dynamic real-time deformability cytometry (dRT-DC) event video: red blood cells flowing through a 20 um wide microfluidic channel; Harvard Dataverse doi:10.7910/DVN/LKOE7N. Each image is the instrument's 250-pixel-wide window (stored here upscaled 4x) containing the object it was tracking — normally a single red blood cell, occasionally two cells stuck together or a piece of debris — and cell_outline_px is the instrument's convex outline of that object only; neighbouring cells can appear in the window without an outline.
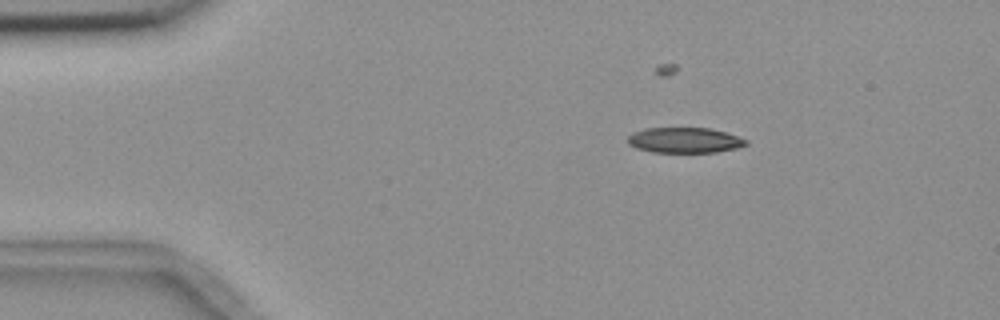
{"species": "common noctule bat (a hibernating species)", "species_latin": "Nyctalus noctula", "temperature_condition": "room temperature", "stored_images_in_passage": 5, "camera_frame_rate_fps": 3000, "um_per_image_px": 0.085, "animal": {"sex": "female", "body_mass_g": 18.4}, "frame": {"image": 1, "passage_image": 2, "time_ms": 1.0, "image_size_px": [1000, 320], "cell_outline_px": [[748, 144], [736, 148], [716, 152], [652, 152], [636, 148], [628, 144], [628, 136], [632, 132], [644, 128], [708, 128], [724, 132], [748, 140]], "centroid_in_image_um": [58.15, 11.92], "position_along_channel_um": 26.8, "area_um2": 17.46}}
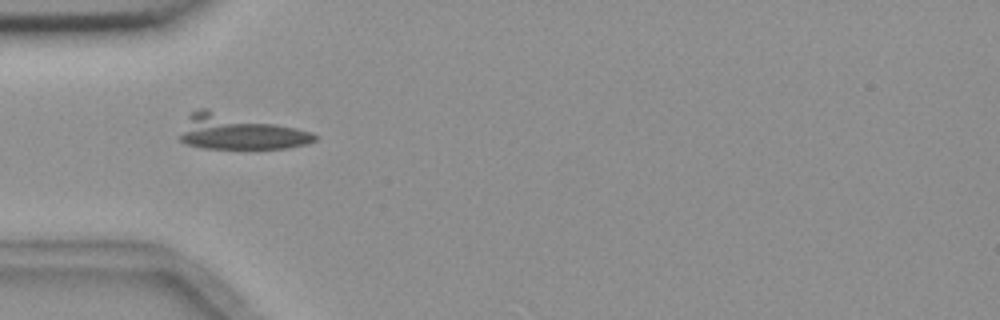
{"frame": {"image": 2, "passage_image": 4, "time_ms": 3.667, "image_size_px": [1000, 320], "cell_outline_px": [[320, 136], [316, 140], [304, 144], [284, 148], [204, 148], [188, 144], [180, 140], [180, 136], [188, 116], [192, 112], [200, 108], [208, 108], [296, 128], [312, 132]], "centroid_in_image_um": [20.35, 11.21], "position_along_channel_um": 64.6, "area_um2": 27.05}}